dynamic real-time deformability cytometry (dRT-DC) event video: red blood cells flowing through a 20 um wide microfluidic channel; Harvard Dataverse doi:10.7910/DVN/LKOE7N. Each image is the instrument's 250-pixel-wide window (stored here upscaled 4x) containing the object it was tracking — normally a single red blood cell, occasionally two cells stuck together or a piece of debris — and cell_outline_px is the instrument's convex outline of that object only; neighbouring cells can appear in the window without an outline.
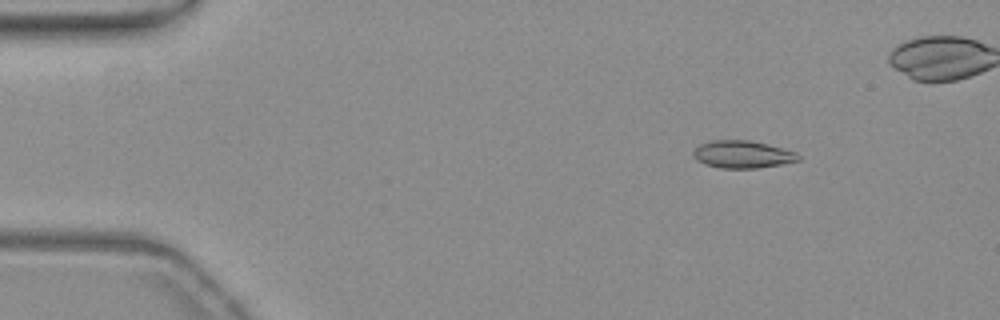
{"species": "common noctule bat (a hibernating species)", "species_latin": "Nyctalus noctula", "temperature_condition": "warm", "stored_images_in_passage": 49, "camera_frame_rate_fps": 3000, "um_per_image_px": 0.085, "animal": {"sex": "female", "body_mass_g": 19.3, "forearm_length_mm": 54.1}, "frame": {"image": 1, "passage_image": 7, "time_ms": 2.0, "image_size_px": [1000, 320], "cell_outline_px": [[800, 160], [780, 164], [756, 168], [720, 168], [704, 164], [696, 160], [692, 156], [692, 152], [700, 144], [712, 140], [748, 140], [768, 144], [796, 152], [800, 156]], "centroid_in_image_um": [63.08, 13.12], "position_along_channel_um": 21.9, "area_um2": 16.82}}
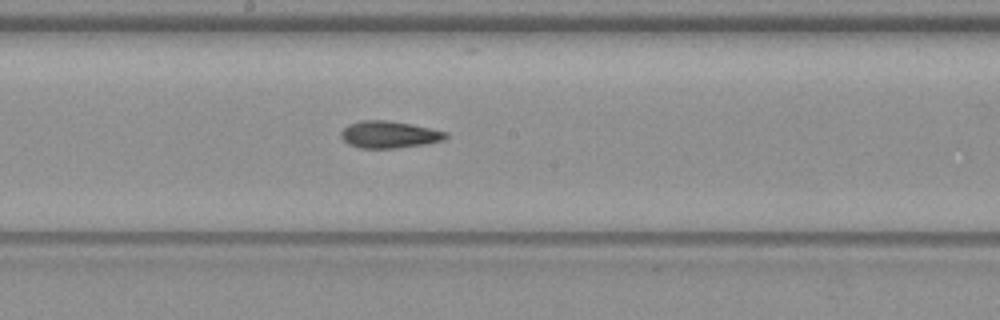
{"frame": {"image": 2, "passage_image": 29, "time_ms": 9.333, "image_size_px": [1000, 320], "cell_outline_px": [[448, 136], [444, 140], [428, 144], [396, 148], [360, 148], [348, 144], [340, 136], [340, 132], [348, 124], [360, 120], [384, 120], [408, 124], [448, 132]], "centroid_in_image_um": [33.06, 11.45], "position_along_channel_um": 215.1, "area_um2": 16.47}}
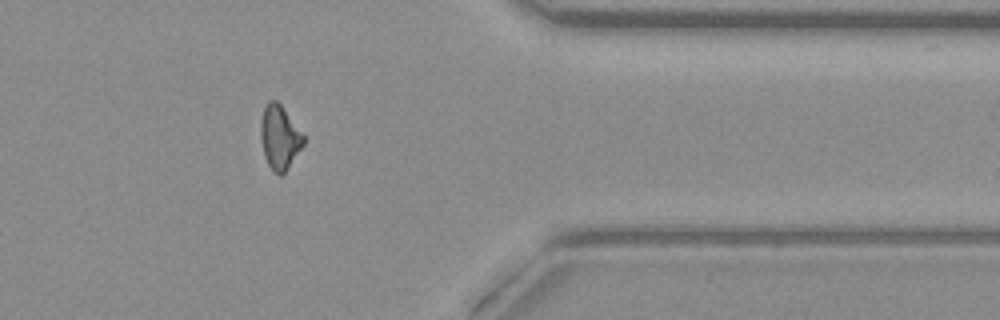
{"frame": {"image": 3, "passage_image": 44, "time_ms": 14.333, "image_size_px": [1000, 320], "cell_outline_px": [[304, 144], [288, 168], [280, 176], [268, 164], [264, 156], [260, 136], [260, 120], [264, 108], [268, 100], [276, 100], [280, 104], [304, 136]], "centroid_in_image_um": [23.74, 11.66], "position_along_channel_um": 387.7, "area_um2": 15.72}, "authors_computed_cell_mechanics": {"area_um2": 16.5308, "velocity_mm_per_s": 3.8008, "shape_relaxation_time_tau1_ms": null, "shape_relaxation_time_tau2_ms": 3.1778, "deformation_change_tau1": null, "deformation_change_tau2": 0.0954}}